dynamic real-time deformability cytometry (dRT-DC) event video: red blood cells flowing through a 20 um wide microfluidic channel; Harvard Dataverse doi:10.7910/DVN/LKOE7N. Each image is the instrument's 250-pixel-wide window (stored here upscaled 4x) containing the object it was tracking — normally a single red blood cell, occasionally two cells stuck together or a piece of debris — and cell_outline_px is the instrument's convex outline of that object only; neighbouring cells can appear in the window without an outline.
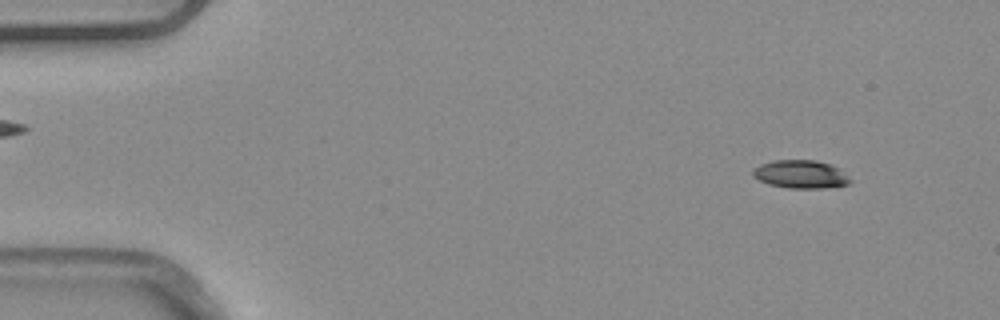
{"species": "common noctule bat (a hibernating species)", "species_latin": "Nyctalus noctula", "temperature_condition": "warm", "stored_images_in_passage": 5, "segment_of_instrument_passage": [2, 2], "camera_frame_rate_fps": 3000, "um_per_image_px": 0.085, "animal": {"sex": "male", "body_mass_g": 20.4}, "frame": {"image": 1, "passage_image": 5, "time_ms": 1.333, "image_size_px": [1000, 320], "cell_outline_px": [[852, 180], [848, 184], [820, 188], [788, 188], [768, 184], [752, 176], [752, 172], [760, 164], [772, 160], [816, 160], [840, 168]], "centroid_in_image_um": [68.05, 14.81], "position_along_channel_um": 16.9, "area_um2": 15.9}}